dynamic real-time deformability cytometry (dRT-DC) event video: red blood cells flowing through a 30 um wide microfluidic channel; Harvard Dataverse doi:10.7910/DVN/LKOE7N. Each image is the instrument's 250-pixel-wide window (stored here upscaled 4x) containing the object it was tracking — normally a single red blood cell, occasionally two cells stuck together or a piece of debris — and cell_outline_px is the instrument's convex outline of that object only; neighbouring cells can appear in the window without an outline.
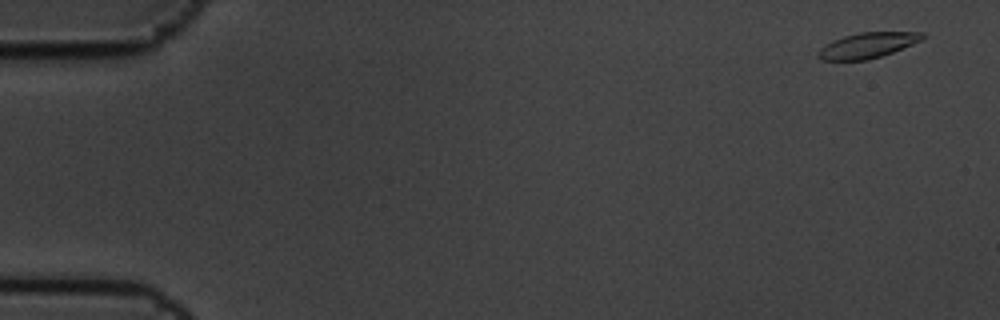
{"species": "common noctule bat (a hibernating species)", "species_latin": "Nyctalus noctula", "temperature_condition": "cold", "stored_images_in_passage": 5, "camera_frame_rate_fps": 3000, "um_per_image_px": 0.085, "animal": {"sex": "male", "body_mass_g": 19.5, "forearm_length_mm": 54.6}, "frame": {"image": 1, "passage_image": 1, "time_ms": 0.0, "image_size_px": [1000, 320], "cell_outline_px": [[928, 36], [924, 40], [892, 52], [868, 60], [820, 60], [816, 56], [816, 52], [820, 48], [832, 40], [844, 36], [860, 32], [924, 32]], "centroid_in_image_um": [73.76, 3.85], "position_along_channel_um": 11.2, "area_um2": 15.66}}